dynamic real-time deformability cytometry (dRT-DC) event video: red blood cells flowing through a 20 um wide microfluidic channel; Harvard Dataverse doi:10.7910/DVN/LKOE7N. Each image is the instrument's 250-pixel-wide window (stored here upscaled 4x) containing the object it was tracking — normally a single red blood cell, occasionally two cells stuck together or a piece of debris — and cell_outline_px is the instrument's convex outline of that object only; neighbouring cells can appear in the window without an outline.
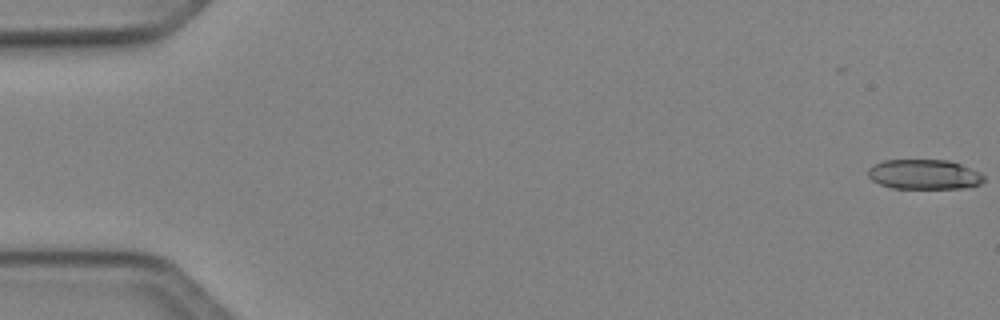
{"species": "Egyptian fruit bat (a non-hibernating species)", "species_latin": "Rousettus aegyptiacus", "temperature_condition": "cold", "stored_images_in_passage": 51, "camera_frame_rate_fps": 3000, "um_per_image_px": 0.085, "animal": {"sex": "female"}, "frame": {"image": 1, "passage_image": 1, "time_ms": 0.0, "image_size_px": [1000, 320], "cell_outline_px": [[984, 180], [980, 184], [960, 188], [892, 188], [880, 184], [872, 180], [868, 176], [868, 168], [872, 164], [884, 160], [948, 160], [960, 164], [980, 172], [984, 176]], "centroid_in_image_um": [78.52, 14.82], "position_along_channel_um": 6.5, "area_um2": 20.11}}
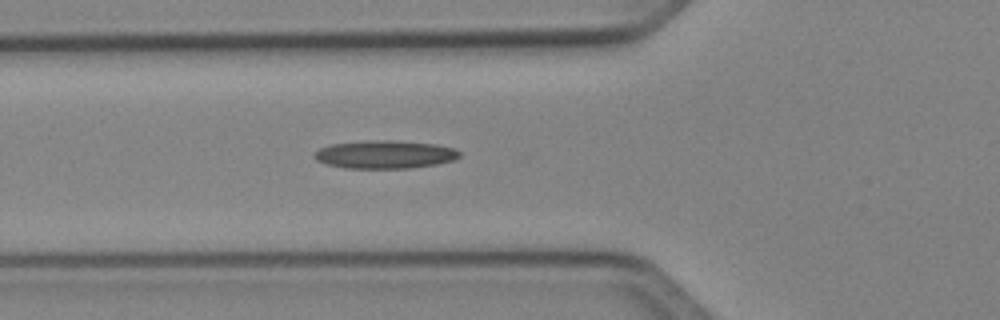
{"frame": {"image": 2, "passage_image": 19, "time_ms": 6.0, "image_size_px": [1000, 320], "cell_outline_px": [[460, 156], [452, 160], [436, 164], [408, 168], [344, 168], [328, 164], [316, 160], [312, 156], [320, 148], [332, 144], [376, 140], [392, 140], [436, 144], [452, 148], [460, 152]], "centroid_in_image_um": [32.7, 13.13], "position_along_channel_um": 93.1, "area_um2": 23.47}}
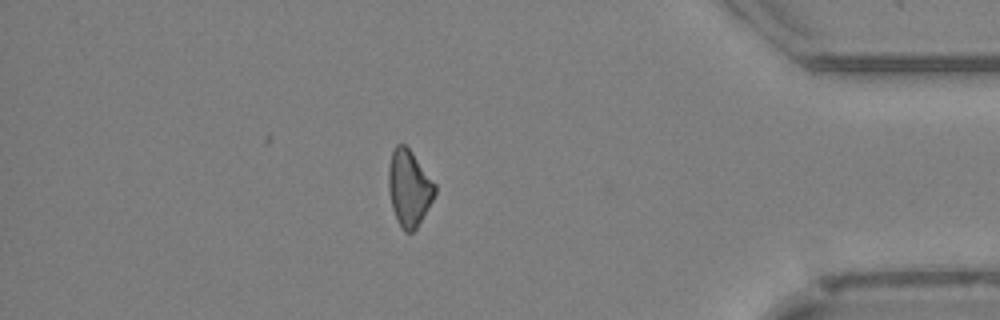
{"frame": {"image": 3, "passage_image": 44, "time_ms": 14.333, "image_size_px": [1000, 320], "cell_outline_px": [[436, 192], [432, 200], [416, 228], [412, 232], [404, 232], [396, 220], [392, 208], [388, 188], [388, 168], [392, 152], [396, 144], [404, 144], [412, 152], [436, 184]], "centroid_in_image_um": [34.75, 15.98], "position_along_channel_um": 400.4, "area_um2": 20.52}}